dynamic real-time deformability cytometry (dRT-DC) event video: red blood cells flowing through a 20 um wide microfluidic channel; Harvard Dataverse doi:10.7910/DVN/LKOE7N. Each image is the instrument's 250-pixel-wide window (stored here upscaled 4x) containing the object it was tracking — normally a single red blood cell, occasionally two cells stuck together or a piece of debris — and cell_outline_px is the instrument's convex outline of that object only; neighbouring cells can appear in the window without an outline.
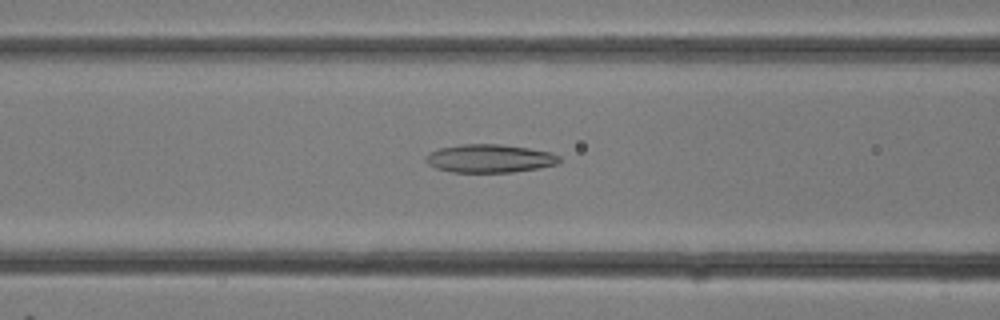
{"species": "common noctule bat (a hibernating species)", "species_latin": "Nyctalus noctula", "temperature_condition": "room temperature", "stored_images_in_passage": 30, "camera_frame_rate_fps": 3000, "um_per_image_px": 0.085, "animal": {"sex": "female"}, "frame": {"image": 1, "passage_image": 13, "time_ms": 4.0, "image_size_px": [1000, 320], "cell_outline_px": [[560, 160], [556, 164], [540, 168], [512, 172], [452, 172], [436, 168], [428, 164], [424, 160], [432, 152], [440, 148], [460, 144], [500, 144], [528, 148], [552, 152], [560, 156]], "centroid_in_image_um": [41.65, 13.47], "position_along_channel_um": 125.0, "area_um2": 21.91}}
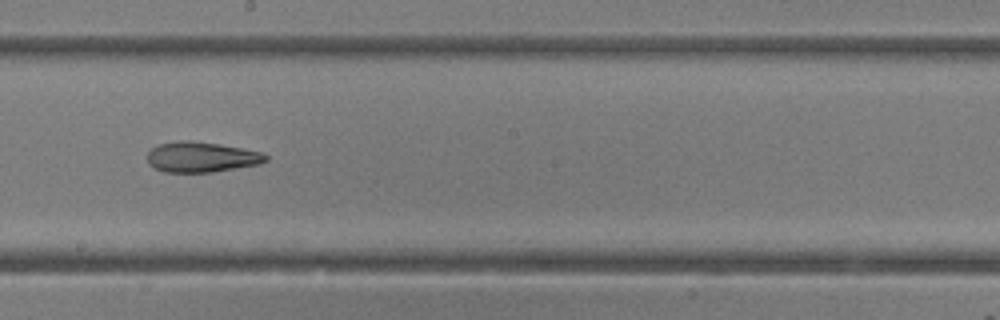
{"frame": {"image": 2, "passage_image": 18, "time_ms": 5.667, "image_size_px": [1000, 320], "cell_outline_px": [[268, 160], [260, 164], [212, 172], [164, 172], [148, 164], [148, 152], [156, 144], [180, 140], [188, 140], [220, 144], [264, 152], [268, 156]], "centroid_in_image_um": [17.13, 13.34], "position_along_channel_um": 231.1, "area_um2": 21.1}}
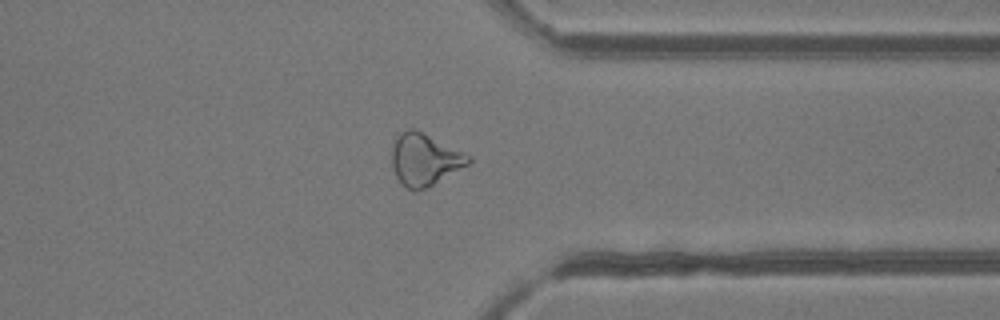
{"frame": {"image": 3, "passage_image": 25, "time_ms": 8.0, "image_size_px": [1000, 320], "cell_outline_px": [[472, 160], [468, 164], [432, 184], [416, 192], [400, 184], [392, 168], [392, 148], [396, 132], [408, 128], [412, 128], [424, 132], [472, 156]], "centroid_in_image_um": [36.05, 13.52], "position_along_channel_um": 375.4, "area_um2": 23.35}}